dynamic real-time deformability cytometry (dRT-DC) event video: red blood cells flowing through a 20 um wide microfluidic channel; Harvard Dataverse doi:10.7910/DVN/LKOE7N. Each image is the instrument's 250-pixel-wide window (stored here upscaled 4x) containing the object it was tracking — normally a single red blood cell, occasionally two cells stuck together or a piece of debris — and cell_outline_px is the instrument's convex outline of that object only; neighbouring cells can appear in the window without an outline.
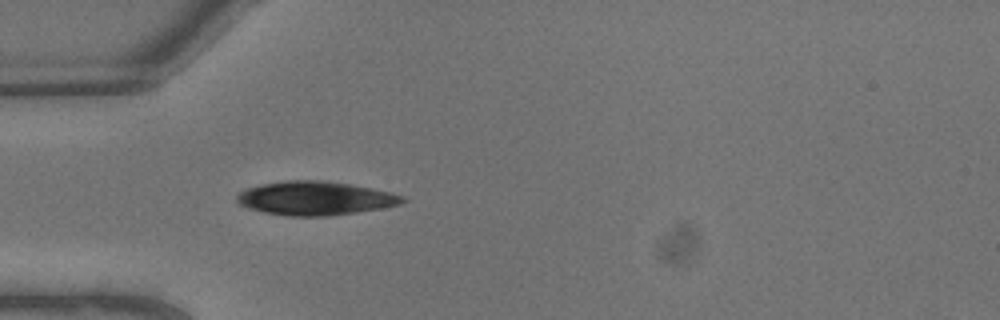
{"species": "common noctule bat (a hibernating species)", "species_latin": "Nyctalus noctula", "temperature_condition": "warm", "stored_images_in_passage": 6, "camera_frame_rate_fps": 3000, "um_per_image_px": 0.085, "animal": {"sex": "male", "body_mass_g": 13.3}, "frame": {"image": 1, "passage_image": 6, "time_ms": 1.667, "image_size_px": [1000, 320], "cell_outline_px": [[408, 200], [400, 204], [380, 208], [356, 212], [328, 216], [288, 216], [264, 212], [248, 208], [240, 204], [236, 200], [236, 196], [240, 192], [248, 188], [264, 184], [288, 180], [320, 180], [348, 184], [372, 188], [392, 192], [404, 196]], "centroid_in_image_um": [26.82, 16.85], "position_along_channel_um": 58.2, "area_um2": 32.37}}